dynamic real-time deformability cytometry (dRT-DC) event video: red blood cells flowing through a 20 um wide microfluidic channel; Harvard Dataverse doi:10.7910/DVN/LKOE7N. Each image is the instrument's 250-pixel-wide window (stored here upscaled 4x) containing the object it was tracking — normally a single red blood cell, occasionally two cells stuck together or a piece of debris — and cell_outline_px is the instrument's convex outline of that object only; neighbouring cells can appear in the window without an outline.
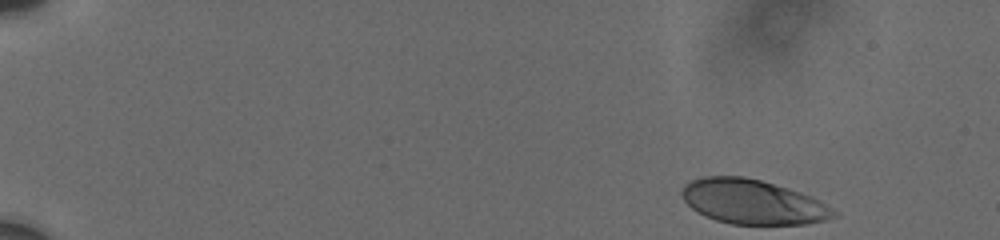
{"species": "human", "species_latin": "Homo sapiens", "temperature_condition": "cold", "stored_images_in_passage": 33, "camera_frame_rate_fps": 3000, "um_per_image_px": 0.085, "donor": {"sex": "male"}, "frame": {"image": 1, "passage_image": 1, "time_ms": 0.0, "image_size_px": [1000, 240], "cell_outline_px": [[836, 216], [824, 220], [808, 224], [732, 224], [716, 220], [704, 216], [696, 212], [684, 200], [680, 192], [684, 184], [692, 180], [704, 176], [744, 176], [760, 180], [812, 196], [836, 212]], "centroid_in_image_um": [63.93, 17.16], "position_along_channel_um": 21.1, "area_um2": 39.19}}
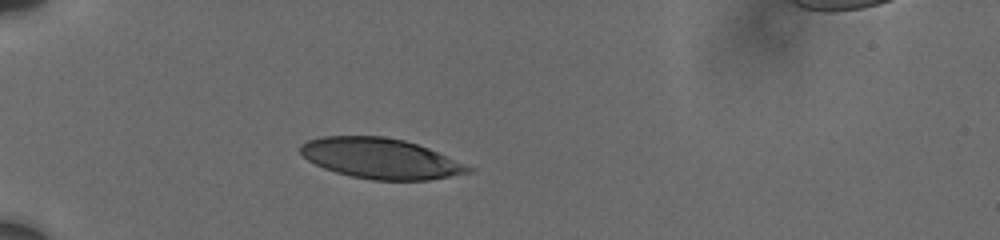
{"frame": {"image": 2, "passage_image": 27, "time_ms": 4.0, "image_size_px": [1000, 240], "cell_outline_px": [[472, 172], [428, 180], [372, 180], [352, 176], [336, 172], [324, 168], [308, 160], [300, 152], [300, 144], [308, 140], [320, 136], [384, 136], [404, 140], [428, 148], [464, 164], [472, 168]], "centroid_in_image_um": [32.31, 13.46], "position_along_channel_um": 52.7, "area_um2": 39.19}}